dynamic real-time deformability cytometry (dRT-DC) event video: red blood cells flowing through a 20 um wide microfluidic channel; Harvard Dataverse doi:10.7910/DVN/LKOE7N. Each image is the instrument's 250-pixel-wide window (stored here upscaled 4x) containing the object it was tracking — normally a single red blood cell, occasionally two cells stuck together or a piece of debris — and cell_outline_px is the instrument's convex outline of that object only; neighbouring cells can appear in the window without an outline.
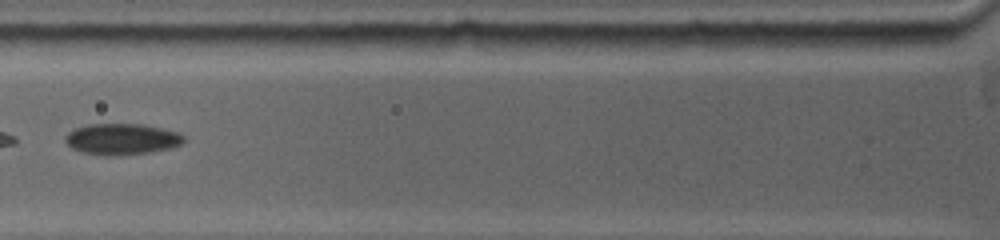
{"species": "common noctule bat (a hibernating species)", "species_latin": "Nyctalus noctula", "temperature_condition": "warm", "stored_images_in_passage": 24, "camera_frame_rate_fps": 5000, "um_per_image_px": 0.085, "animal": {"sex": "female", "body_mass_g": 19.0, "forearm_length_mm": 53.3}, "frame": {"image": 1, "passage_image": 4, "time_ms": 1.6, "image_size_px": [1000, 240], "cell_outline_px": [[184, 140], [180, 144], [172, 148], [152, 152], [112, 156], [108, 156], [80, 152], [72, 148], [64, 140], [64, 136], [68, 132], [76, 128], [88, 124], [140, 124], [160, 128], [176, 132], [184, 136]], "centroid_in_image_um": [10.32, 11.83], "position_along_channel_um": 115.5, "area_um2": 21.5}}
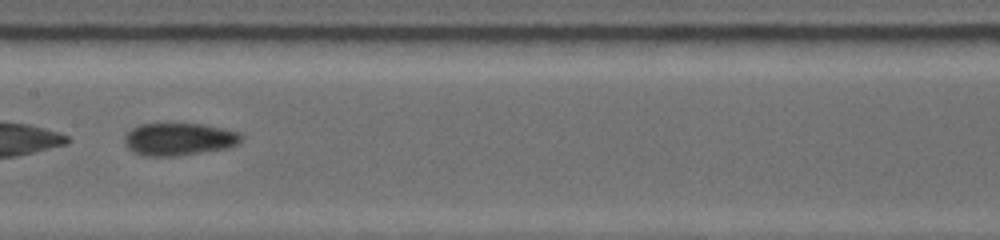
{"frame": {"image": 2, "passage_image": 8, "time_ms": 3.6, "image_size_px": [1000, 240], "cell_outline_px": [[244, 136], [236, 144], [228, 148], [176, 156], [148, 156], [132, 152], [124, 144], [124, 136], [132, 128], [140, 124], [204, 124], [224, 128], [236, 132]], "centroid_in_image_um": [15.19, 11.83], "position_along_channel_um": 192.2, "area_um2": 22.08}}